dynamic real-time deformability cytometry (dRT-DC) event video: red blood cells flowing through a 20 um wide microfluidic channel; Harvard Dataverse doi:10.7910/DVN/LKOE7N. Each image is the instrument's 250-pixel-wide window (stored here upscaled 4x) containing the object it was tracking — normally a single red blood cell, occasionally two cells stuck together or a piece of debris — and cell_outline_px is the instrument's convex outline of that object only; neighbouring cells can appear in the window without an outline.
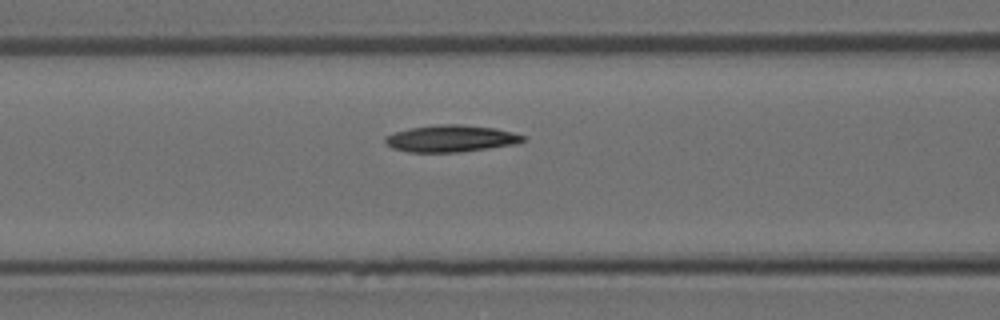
{"species": "Egyptian fruit bat (a non-hibernating species)", "species_latin": "Rousettus aegyptiacus", "temperature_condition": "room temperature", "stored_images_in_passage": 6, "segment_of_instrument_passage": [2, 2], "camera_frame_rate_fps": 3000, "um_per_image_px": 0.085, "animal": {"sex": "female"}, "frame": {"image": 1, "passage_image": 6, "time_ms": 1.667, "image_size_px": [1000, 320], "cell_outline_px": [[524, 140], [516, 144], [460, 152], [408, 152], [392, 148], [384, 144], [384, 136], [408, 128], [436, 124], [460, 124], [496, 128], [512, 132], [524, 136]], "centroid_in_image_um": [38.27, 11.77], "position_along_channel_um": 128.3, "area_um2": 21.68}}